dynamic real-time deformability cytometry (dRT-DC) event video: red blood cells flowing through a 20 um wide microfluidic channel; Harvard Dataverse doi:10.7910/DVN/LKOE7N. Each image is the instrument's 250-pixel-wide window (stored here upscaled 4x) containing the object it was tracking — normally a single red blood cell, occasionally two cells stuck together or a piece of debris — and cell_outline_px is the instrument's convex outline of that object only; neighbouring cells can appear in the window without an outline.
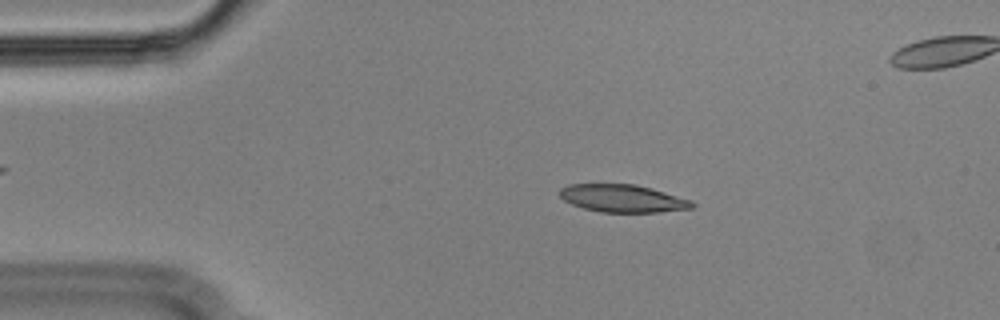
{"species": "Egyptian fruit bat (a non-hibernating species)", "species_latin": "Rousettus aegyptiacus", "temperature_condition": "cold", "stored_images_in_passage": 56, "camera_frame_rate_fps": 3000, "um_per_image_px": 0.085, "animal": {"sex": "male"}, "frame": {"image": 1, "passage_image": 10, "time_ms": 3.0, "image_size_px": [1000, 320], "cell_outline_px": [[696, 204], [692, 208], [660, 212], [600, 212], [584, 208], [572, 204], [564, 200], [560, 196], [560, 188], [568, 184], [636, 184], [652, 188], [692, 200]], "centroid_in_image_um": [52.95, 16.86], "position_along_channel_um": 32.1, "area_um2": 21.39}}
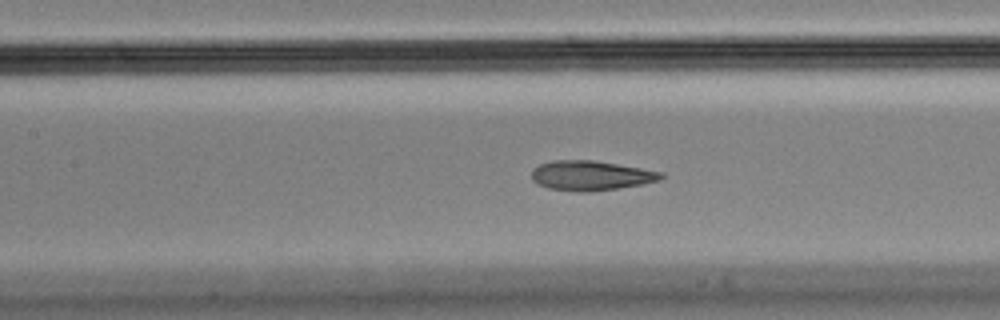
{"frame": {"image": 2, "passage_image": 24, "time_ms": 7.667, "image_size_px": [1000, 320], "cell_outline_px": [[664, 176], [660, 180], [640, 184], [616, 188], [588, 192], [580, 192], [548, 188], [532, 180], [532, 168], [540, 164], [552, 160], [592, 160], [664, 172]], "centroid_in_image_um": [50.2, 14.91], "position_along_channel_um": 157.2, "area_um2": 22.2}}
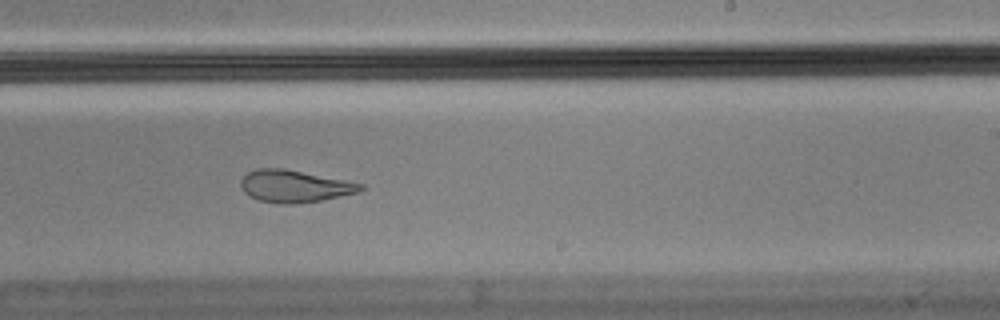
{"frame": {"image": 3, "passage_image": 33, "time_ms": 10.667, "image_size_px": [1000, 320], "cell_outline_px": [[364, 188], [360, 192], [320, 200], [292, 204], [280, 204], [260, 200], [248, 196], [244, 192], [240, 184], [240, 180], [248, 172], [256, 168], [284, 168], [364, 184]], "centroid_in_image_um": [25.01, 15.82], "position_along_channel_um": 264.0, "area_um2": 22.37}, "authors_computed_cell_mechanics": {"area_um2": 22.5709, "velocity_mm_per_s": 3.5649, "shape_relaxation_time_tau1_ms": null, "shape_relaxation_time_tau2_ms": 1.5241, "deformation_change_tau1": null, "deformation_change_tau2": 0.0836}}